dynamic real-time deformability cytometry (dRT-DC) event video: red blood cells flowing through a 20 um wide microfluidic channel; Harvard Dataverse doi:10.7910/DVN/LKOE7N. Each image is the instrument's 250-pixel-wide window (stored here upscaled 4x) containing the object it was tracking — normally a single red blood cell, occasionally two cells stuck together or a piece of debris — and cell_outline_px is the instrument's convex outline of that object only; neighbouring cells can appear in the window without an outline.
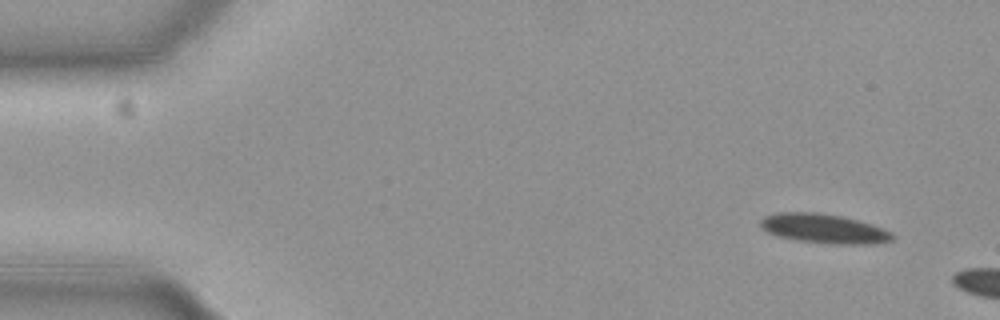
{"species": "common noctule bat (a hibernating species)", "species_latin": "Nyctalus noctula", "temperature_condition": "cold", "stored_images_in_passage": 6, "camera_frame_rate_fps": 3000, "um_per_image_px": 0.085, "animal": {"sex": "female", "body_mass_g": 19.3, "forearm_length_mm": 54.1}, "frame": {"image": 1, "passage_image": 1, "time_ms": 0.0, "image_size_px": [1000, 320], "cell_outline_px": [[896, 236], [892, 240], [872, 244], [832, 244], [800, 240], [776, 236], [768, 232], [760, 224], [760, 220], [764, 216], [776, 212], [820, 212], [844, 216], [872, 224]], "centroid_in_image_um": [70.01, 19.42], "position_along_channel_um": 15.0, "area_um2": 22.54}}